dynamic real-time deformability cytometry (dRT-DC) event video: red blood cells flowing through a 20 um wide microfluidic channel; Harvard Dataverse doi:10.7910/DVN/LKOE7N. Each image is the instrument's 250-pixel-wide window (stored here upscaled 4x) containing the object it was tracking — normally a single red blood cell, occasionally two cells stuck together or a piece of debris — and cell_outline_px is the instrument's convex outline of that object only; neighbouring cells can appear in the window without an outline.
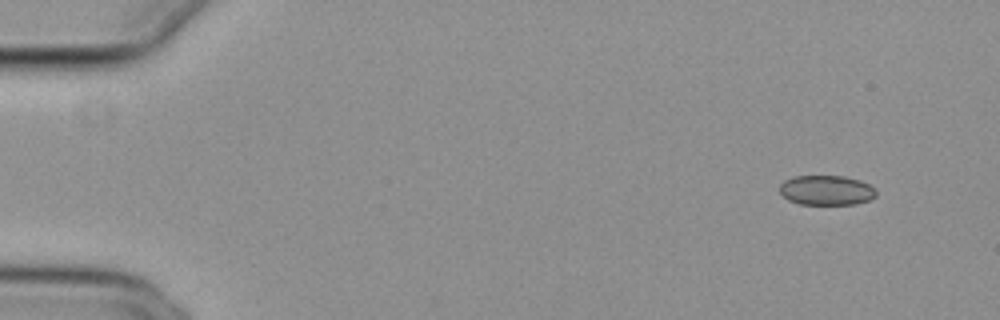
{"species": "common noctule bat (a hibernating species)", "species_latin": "Nyctalus noctula", "temperature_condition": "cold", "stored_images_in_passage": 51, "camera_frame_rate_fps": 3000, "um_per_image_px": 0.085, "animal": {"sex": "female", "body_mass_g": 29.2, "forearm_length_mm": 56.3}, "frame": {"image": 1, "passage_image": 1, "time_ms": 0.0, "image_size_px": [1000, 320], "cell_outline_px": [[876, 196], [868, 200], [856, 204], [800, 204], [788, 200], [780, 192], [780, 184], [784, 180], [796, 176], [844, 176], [860, 180], [868, 184], [876, 192]], "centroid_in_image_um": [70.23, 16.17], "position_along_channel_um": 14.8, "area_um2": 16.65}}
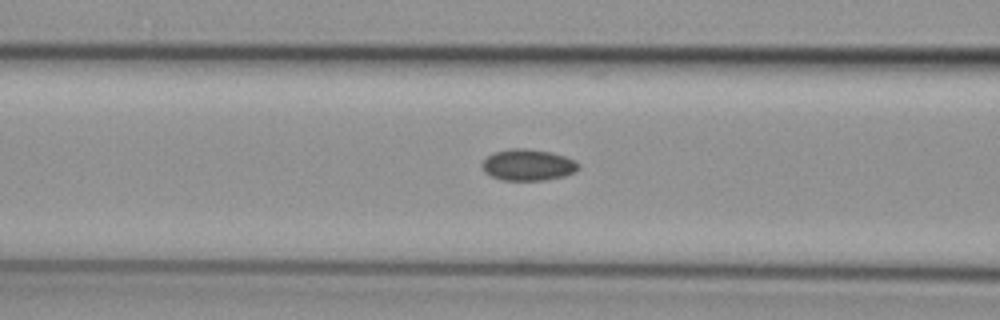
{"frame": {"image": 2, "passage_image": 19, "time_ms": 6.0, "image_size_px": [1000, 320], "cell_outline_px": [[580, 168], [576, 172], [564, 176], [544, 180], [500, 180], [484, 172], [480, 164], [492, 152], [512, 148], [524, 148], [552, 152], [576, 160], [580, 164]], "centroid_in_image_um": [44.89, 14.01], "position_along_channel_um": 121.7, "area_um2": 17.86}}
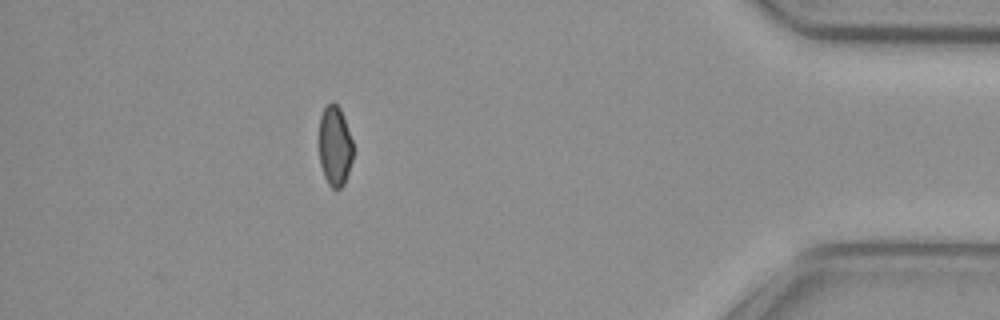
{"frame": {"image": 3, "passage_image": 45, "time_ms": 14.667, "image_size_px": [1000, 320], "cell_outline_px": [[352, 160], [344, 184], [340, 188], [332, 188], [328, 184], [324, 176], [320, 164], [320, 116], [324, 108], [332, 100], [340, 108], [352, 140]], "centroid_in_image_um": [28.46, 12.41], "position_along_channel_um": 406.7, "area_um2": 15.66}}